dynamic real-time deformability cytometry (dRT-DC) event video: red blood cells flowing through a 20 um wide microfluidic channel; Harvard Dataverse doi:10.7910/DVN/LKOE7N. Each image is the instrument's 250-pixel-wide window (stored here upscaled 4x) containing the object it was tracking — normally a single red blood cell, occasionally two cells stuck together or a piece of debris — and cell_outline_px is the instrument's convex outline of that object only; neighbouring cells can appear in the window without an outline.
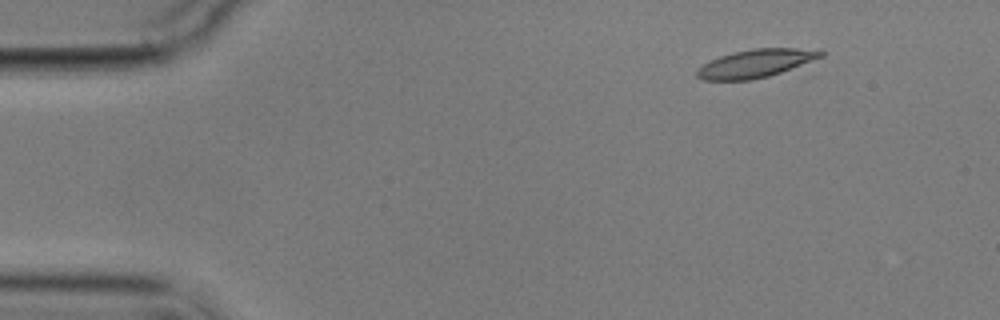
{"species": "common noctule bat (a hibernating species)", "species_latin": "Nyctalus noctula", "temperature_condition": "cold", "stored_images_in_passage": 3, "camera_frame_rate_fps": 3000, "um_per_image_px": 0.085, "animal": {"sex": "male", "body_mass_g": 17.9}, "frame": {"image": 1, "passage_image": 1, "time_ms": 0.0, "image_size_px": [1000, 320], "cell_outline_px": [[824, 56], [780, 72], [768, 76], [752, 80], [704, 80], [696, 76], [696, 72], [708, 60], [732, 52], [752, 48], [796, 48], [824, 52]], "centroid_in_image_um": [64.18, 5.39], "position_along_channel_um": 20.8, "area_um2": 20.0}}